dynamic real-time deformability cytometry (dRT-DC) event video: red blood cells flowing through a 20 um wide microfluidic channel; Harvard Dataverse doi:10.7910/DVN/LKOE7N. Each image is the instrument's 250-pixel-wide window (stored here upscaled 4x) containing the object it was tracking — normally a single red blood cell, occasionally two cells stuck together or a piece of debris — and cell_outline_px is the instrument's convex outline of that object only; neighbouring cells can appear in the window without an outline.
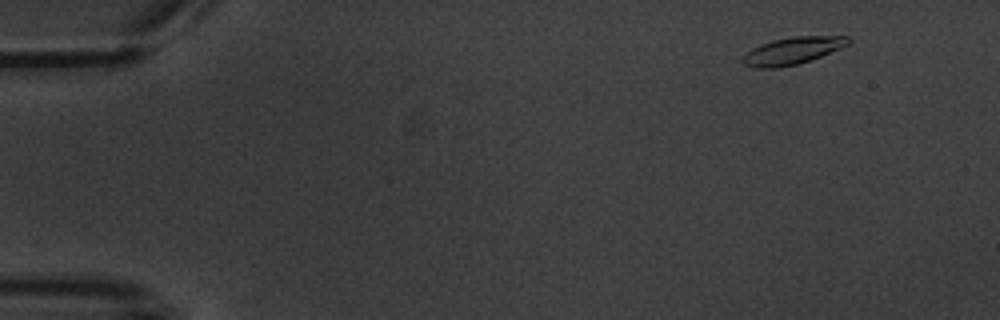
{"species": "common noctule bat (a hibernating species)", "species_latin": "Nyctalus noctula", "temperature_condition": "warm", "stored_images_in_passage": 8, "camera_frame_rate_fps": 3000, "um_per_image_px": 0.085, "animal": {"sex": "male", "body_mass_g": 20.1, "forearm_length_mm": 53.5}, "frame": {"image": 1, "passage_image": 2, "time_ms": 1.333, "image_size_px": [1000, 320], "cell_outline_px": [[852, 40], [848, 44], [840, 48], [820, 56], [796, 64], [776, 68], [756, 68], [744, 64], [740, 60], [752, 48], [760, 44], [772, 40], [792, 36], [848, 36]], "centroid_in_image_um": [67.34, 4.3], "position_along_channel_um": 17.7, "area_um2": 16.53}}
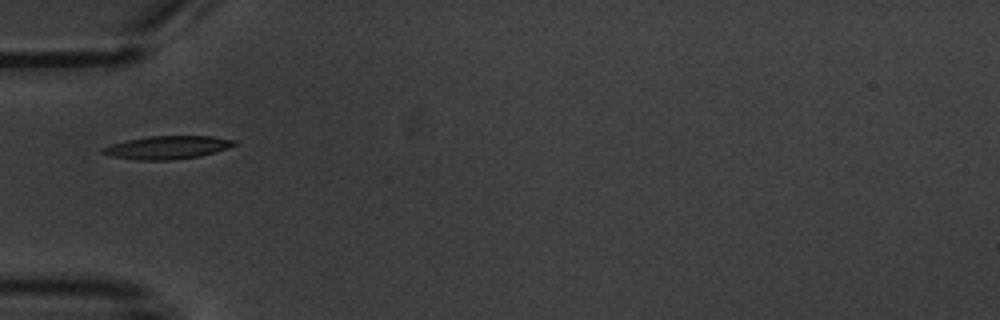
{"frame": {"image": 2, "passage_image": 6, "time_ms": 6.0, "image_size_px": [1000, 320], "cell_outline_px": [[236, 144], [228, 148], [200, 156], [172, 160], [136, 160], [112, 156], [100, 152], [100, 148], [112, 144], [128, 140], [148, 136], [212, 136], [236, 140]], "centroid_in_image_um": [14.22, 12.53], "position_along_channel_um": 70.8, "area_um2": 17.69}}
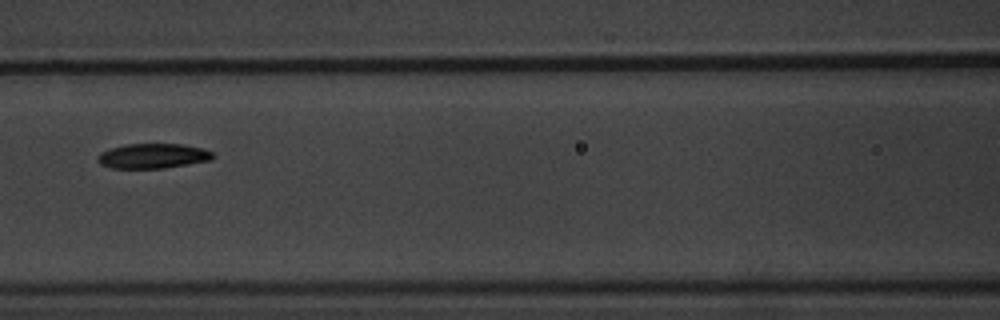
{"frame": {"image": 3, "passage_image": 8, "time_ms": 8.333, "image_size_px": [1000, 320], "cell_outline_px": [[216, 156], [212, 160], [164, 168], [112, 168], [100, 164], [96, 160], [96, 156], [100, 152], [124, 144], [184, 144], [204, 148], [212, 152]], "centroid_in_image_um": [13.01, 13.25], "position_along_channel_um": 153.6, "area_um2": 16.88}}